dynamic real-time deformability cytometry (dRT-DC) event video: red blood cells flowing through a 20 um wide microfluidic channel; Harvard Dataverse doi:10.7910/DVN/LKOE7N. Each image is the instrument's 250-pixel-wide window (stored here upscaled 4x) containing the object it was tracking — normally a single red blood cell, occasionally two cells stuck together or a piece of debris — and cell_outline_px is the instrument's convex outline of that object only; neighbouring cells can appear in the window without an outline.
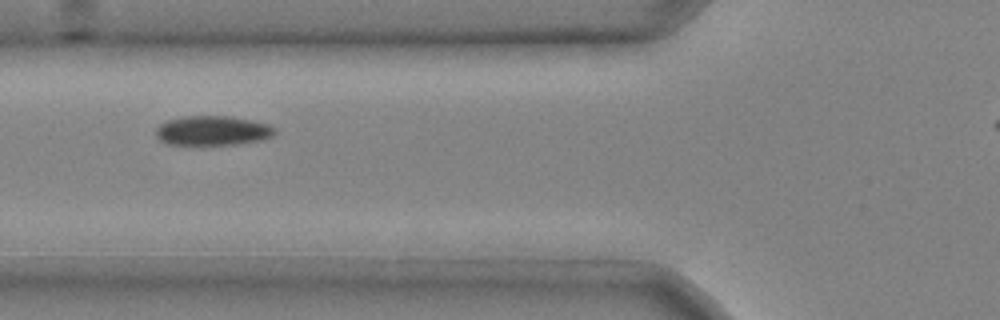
{"species": "common noctule bat (a hibernating species)", "species_latin": "Nyctalus noctula", "temperature_condition": "cold", "stored_images_in_passage": 2, "camera_frame_rate_fps": 3000, "um_per_image_px": 0.085, "animal": {"sex": "male", "body_mass_g": 20.4}, "frame": {"image": 1, "passage_image": 2, "time_ms": 0.333, "image_size_px": [1000, 320], "cell_outline_px": [[276, 132], [272, 136], [260, 140], [236, 144], [168, 144], [160, 140], [156, 136], [156, 128], [160, 124], [168, 120], [184, 116], [228, 116], [268, 124], [276, 128]], "centroid_in_image_um": [18.06, 11.1], "position_along_channel_um": 107.7, "area_um2": 20.23}}